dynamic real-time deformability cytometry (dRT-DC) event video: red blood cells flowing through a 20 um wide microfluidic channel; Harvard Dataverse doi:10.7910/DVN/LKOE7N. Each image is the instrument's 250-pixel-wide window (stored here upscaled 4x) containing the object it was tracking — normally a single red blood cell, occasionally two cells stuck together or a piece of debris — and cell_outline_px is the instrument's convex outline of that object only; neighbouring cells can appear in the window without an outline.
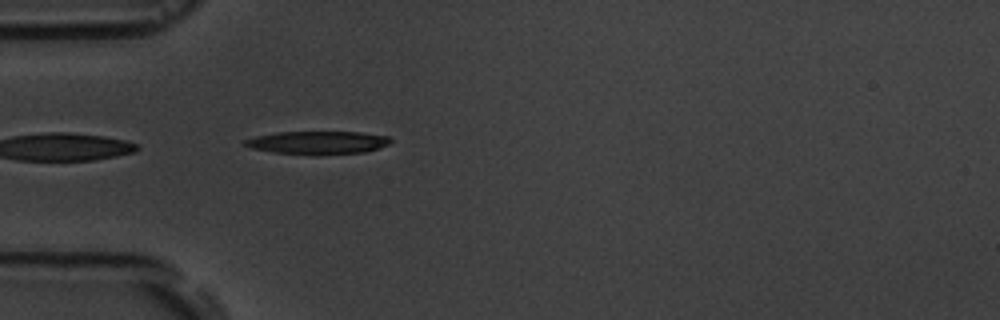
{"species": "common noctule bat (a hibernating species)", "species_latin": "Nyctalus noctula", "temperature_condition": "room temperature", "stored_images_in_passage": 2, "camera_frame_rate_fps": 3000, "um_per_image_px": 0.085, "animal": {"sex": "male", "body_mass_g": 19.5, "forearm_length_mm": 54.6}, "frame": {"image": 1, "passage_image": 2, "time_ms": 1.333, "image_size_px": [1000, 320], "cell_outline_px": [[392, 140], [388, 144], [364, 152], [320, 156], [312, 156], [272, 152], [252, 148], [240, 144], [244, 140], [256, 136], [276, 132], [360, 132], [388, 136]], "centroid_in_image_um": [26.96, 12.14], "position_along_channel_um": 58.0, "area_um2": 19.94}}